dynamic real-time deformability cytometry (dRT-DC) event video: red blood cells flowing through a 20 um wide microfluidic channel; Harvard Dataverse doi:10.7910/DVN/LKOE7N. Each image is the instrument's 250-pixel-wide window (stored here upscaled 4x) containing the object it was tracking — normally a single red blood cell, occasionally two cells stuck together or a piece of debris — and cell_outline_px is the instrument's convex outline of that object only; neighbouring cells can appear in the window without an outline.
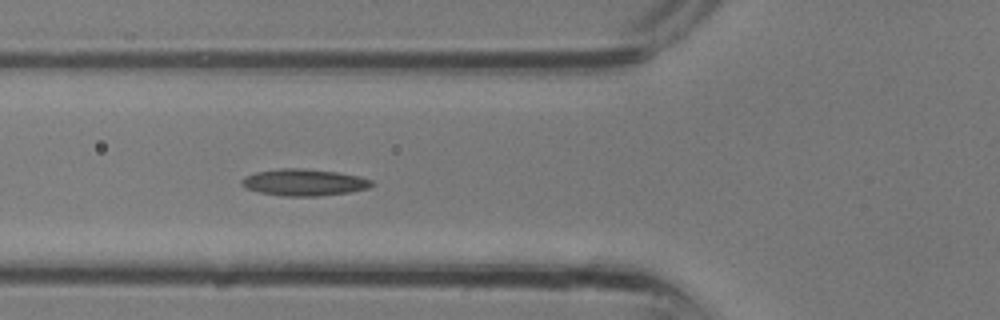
{"species": "common noctule bat (a hibernating species)", "species_latin": "Nyctalus noctula", "temperature_condition": "room temperature", "stored_images_in_passage": 5, "camera_frame_rate_fps": 3000, "um_per_image_px": 0.085, "animal": {"sex": "male", "body_mass_g": 13.3}, "frame": {"image": 1, "passage_image": 5, "time_ms": 1.333, "image_size_px": [1000, 320], "cell_outline_px": [[376, 184], [368, 188], [348, 192], [320, 196], [284, 196], [260, 192], [244, 188], [240, 184], [240, 180], [244, 176], [256, 172], [280, 168], [300, 168], [336, 172], [360, 176], [372, 180]], "centroid_in_image_um": [25.82, 15.5], "position_along_channel_um": 100.0, "area_um2": 20.35}}